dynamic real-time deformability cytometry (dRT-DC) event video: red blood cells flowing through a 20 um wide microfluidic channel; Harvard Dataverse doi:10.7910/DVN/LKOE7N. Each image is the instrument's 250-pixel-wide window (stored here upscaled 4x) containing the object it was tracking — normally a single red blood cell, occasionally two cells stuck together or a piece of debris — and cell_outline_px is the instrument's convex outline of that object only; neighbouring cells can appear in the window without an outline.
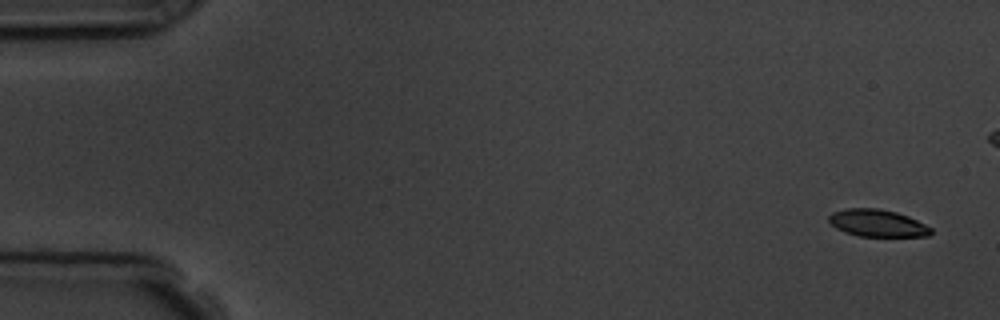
{"species": "common noctule bat (a hibernating species)", "species_latin": "Nyctalus noctula", "temperature_condition": "room temperature", "stored_images_in_passage": 4, "camera_frame_rate_fps": 3000, "um_per_image_px": 0.085, "animal": {"sex": "male", "body_mass_g": 19.5, "forearm_length_mm": 54.6}, "frame": {"image": 1, "passage_image": 1, "time_ms": 0.0, "image_size_px": [1000, 320], "cell_outline_px": [[932, 232], [928, 236], [860, 236], [844, 232], [836, 228], [828, 220], [828, 216], [832, 212], [848, 208], [880, 208], [896, 212], [908, 216], [932, 228]], "centroid_in_image_um": [74.56, 18.96], "position_along_channel_um": 10.4, "area_um2": 16.13}}